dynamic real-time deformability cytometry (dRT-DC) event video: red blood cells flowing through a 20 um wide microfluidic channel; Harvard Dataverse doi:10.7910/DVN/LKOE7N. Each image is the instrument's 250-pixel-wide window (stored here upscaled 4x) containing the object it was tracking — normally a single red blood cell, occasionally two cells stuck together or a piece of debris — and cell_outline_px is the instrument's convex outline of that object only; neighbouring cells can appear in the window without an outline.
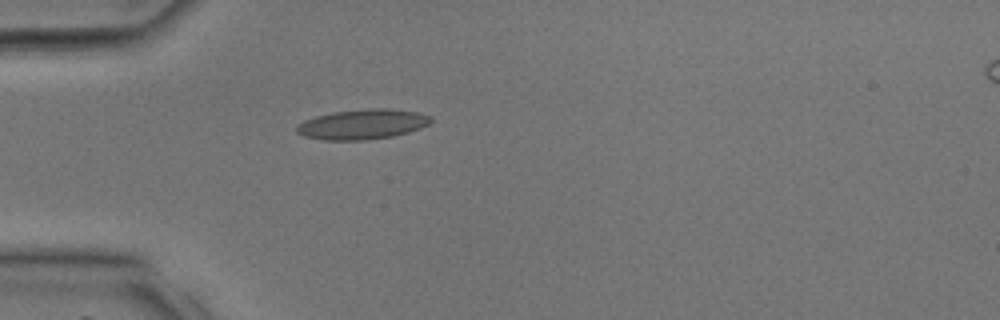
{"species": "common noctule bat (a hibernating species)", "species_latin": "Nyctalus noctula", "temperature_condition": "room temperature", "stored_images_in_passage": 27, "camera_frame_rate_fps": 3000, "um_per_image_px": 0.085, "animal": {"sex": "male", "body_mass_g": 17.9, "forearm_length_mm": 54.2}, "frame": {"image": 1, "passage_image": 1, "time_ms": 0.0, "image_size_px": [1000, 320], "cell_outline_px": [[432, 120], [428, 124], [420, 128], [408, 132], [392, 136], [364, 140], [324, 140], [304, 136], [296, 132], [296, 124], [304, 120], [316, 116], [332, 112], [372, 108], [388, 108], [416, 112], [432, 116]], "centroid_in_image_um": [30.78, 10.56], "position_along_channel_um": 54.2, "area_um2": 23.47}}
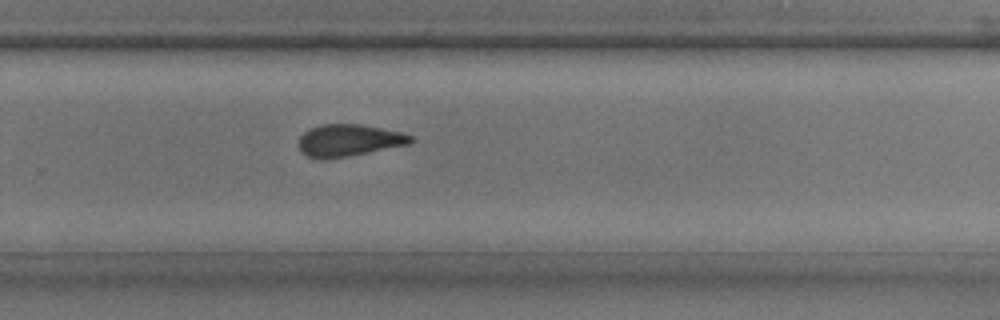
{"frame": {"image": 2, "passage_image": 15, "time_ms": 4.667, "image_size_px": [1000, 320], "cell_outline_px": [[412, 144], [348, 156], [324, 160], [320, 160], [308, 156], [300, 152], [300, 136], [308, 128], [324, 124], [360, 124], [400, 132], [412, 136]], "centroid_in_image_um": [29.63, 11.94], "position_along_channel_um": 300.2, "area_um2": 20.92}}
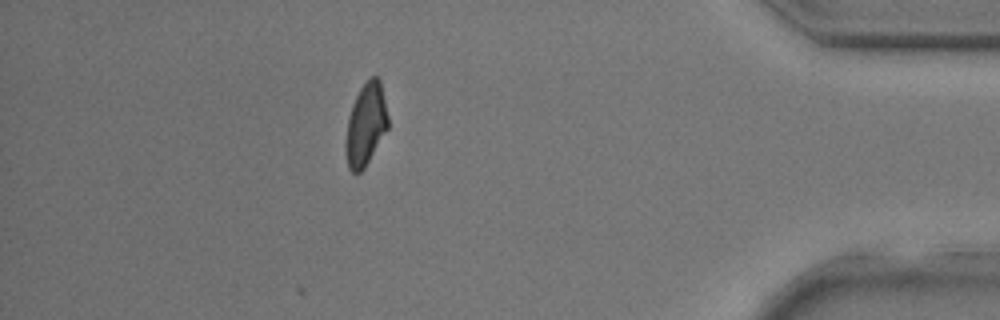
{"frame": {"image": 3, "passage_image": 23, "time_ms": 7.333, "image_size_px": [1000, 320], "cell_outline_px": [[388, 128], [364, 168], [360, 172], [352, 172], [348, 168], [344, 148], [344, 144], [348, 116], [352, 104], [360, 88], [368, 76], [376, 76], [380, 80], [388, 116]], "centroid_in_image_um": [31.07, 10.57], "position_along_channel_um": 404.1, "area_um2": 20.46}}